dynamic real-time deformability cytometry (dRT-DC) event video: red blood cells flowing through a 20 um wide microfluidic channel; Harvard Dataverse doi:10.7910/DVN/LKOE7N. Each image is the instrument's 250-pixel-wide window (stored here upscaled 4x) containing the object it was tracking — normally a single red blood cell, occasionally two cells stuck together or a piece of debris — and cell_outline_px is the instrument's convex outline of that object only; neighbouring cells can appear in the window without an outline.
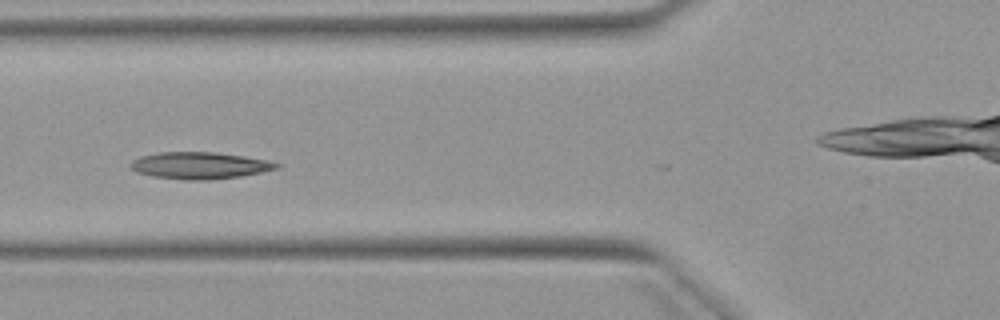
{"species": "Egyptian fruit bat (a non-hibernating species)", "species_latin": "Rousettus aegyptiacus", "temperature_condition": "warm", "stored_images_in_passage": 7, "camera_frame_rate_fps": 3000, "um_per_image_px": 0.085, "animal": {"sex": "female"}, "frame": {"image": 1, "passage_image": 5, "time_ms": 4.667, "image_size_px": [1000, 320], "cell_outline_px": [[284, 164], [280, 168], [240, 176], [208, 180], [184, 180], [152, 176], [136, 172], [128, 164], [132, 160], [140, 156], [156, 152], [216, 152], [244, 156], [268, 160]], "centroid_in_image_um": [16.98, 14.06], "position_along_channel_um": 108.8, "area_um2": 23.06}}